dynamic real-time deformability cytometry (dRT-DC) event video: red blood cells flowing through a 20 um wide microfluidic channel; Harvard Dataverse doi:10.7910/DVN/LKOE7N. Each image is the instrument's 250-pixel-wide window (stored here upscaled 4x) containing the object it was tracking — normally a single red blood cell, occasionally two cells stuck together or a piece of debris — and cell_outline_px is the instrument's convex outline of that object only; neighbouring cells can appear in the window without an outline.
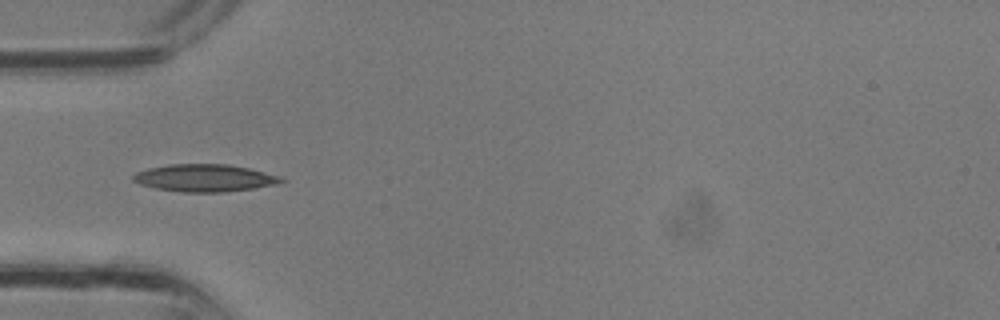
{"species": "common noctule bat (a hibernating species)", "species_latin": "Nyctalus noctula", "temperature_condition": "room temperature", "stored_images_in_passage": 34, "camera_frame_rate_fps": 3000, "um_per_image_px": 0.085, "animal": {"sex": "male", "body_mass_g": 13.3}, "frame": {"image": 1, "passage_image": 11, "time_ms": 3.333, "image_size_px": [1000, 320], "cell_outline_px": [[284, 180], [280, 184], [224, 192], [184, 192], [156, 188], [140, 184], [132, 180], [132, 176], [136, 172], [148, 168], [168, 164], [228, 164], [248, 168], [280, 176]], "centroid_in_image_um": [17.38, 15.12], "position_along_channel_um": 67.6, "area_um2": 23.52}}
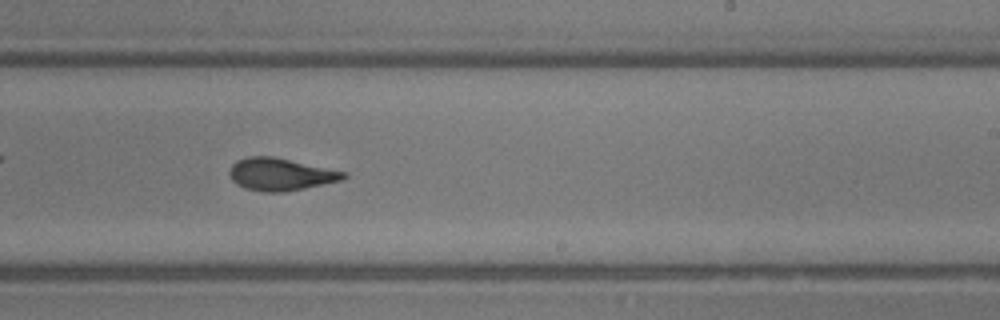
{"frame": {"image": 2, "passage_image": 21, "time_ms": 6.667, "image_size_px": [1000, 320], "cell_outline_px": [[348, 176], [340, 180], [304, 188], [284, 192], [264, 192], [244, 188], [236, 184], [232, 180], [228, 172], [232, 164], [236, 160], [248, 156], [272, 156], [348, 172]], "centroid_in_image_um": [23.81, 14.81], "position_along_channel_um": 265.2, "area_um2": 21.56}}
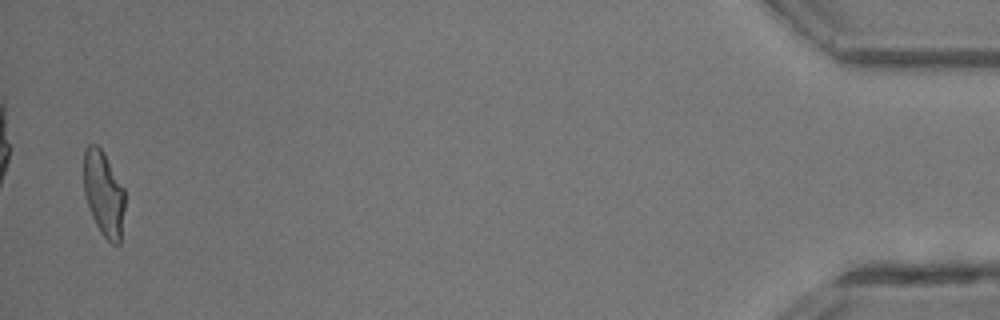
{"frame": {"image": 3, "passage_image": 34, "time_ms": 11.0, "image_size_px": [1000, 320], "cell_outline_px": [[124, 208], [120, 244], [112, 244], [100, 232], [92, 216], [84, 192], [84, 148], [88, 144], [96, 144], [100, 148], [124, 188]], "centroid_in_image_um": [8.81, 16.47], "position_along_channel_um": 426.4, "area_um2": 20.11}}